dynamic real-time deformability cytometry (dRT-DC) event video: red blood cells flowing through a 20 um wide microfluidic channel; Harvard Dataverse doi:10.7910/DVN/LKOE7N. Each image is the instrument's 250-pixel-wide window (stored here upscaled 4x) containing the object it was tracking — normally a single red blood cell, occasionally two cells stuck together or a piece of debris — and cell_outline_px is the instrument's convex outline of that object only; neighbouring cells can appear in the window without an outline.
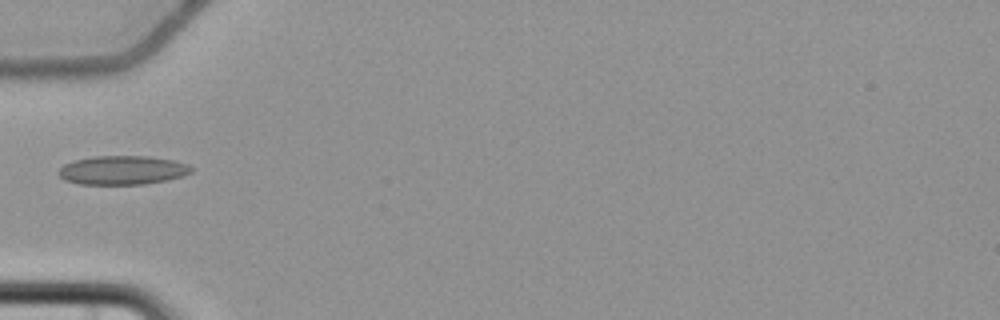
{"species": "common noctule bat (a hibernating species)", "species_latin": "Nyctalus noctula", "temperature_condition": "cold", "stored_images_in_passage": 5, "camera_frame_rate_fps": 3000, "um_per_image_px": 0.085, "animal": {"sex": "female", "body_mass_g": 22.7, "forearm_length_mm": 54.2}, "frame": {"image": 1, "passage_image": 5, "time_ms": 6.0, "image_size_px": [1000, 320], "cell_outline_px": [[196, 168], [192, 172], [184, 176], [168, 180], [144, 184], [80, 184], [64, 180], [56, 172], [64, 164], [72, 160], [92, 156], [148, 156], [176, 160], [188, 164]], "centroid_in_image_um": [10.45, 14.46], "position_along_channel_um": 74.6, "area_um2": 22.77}}